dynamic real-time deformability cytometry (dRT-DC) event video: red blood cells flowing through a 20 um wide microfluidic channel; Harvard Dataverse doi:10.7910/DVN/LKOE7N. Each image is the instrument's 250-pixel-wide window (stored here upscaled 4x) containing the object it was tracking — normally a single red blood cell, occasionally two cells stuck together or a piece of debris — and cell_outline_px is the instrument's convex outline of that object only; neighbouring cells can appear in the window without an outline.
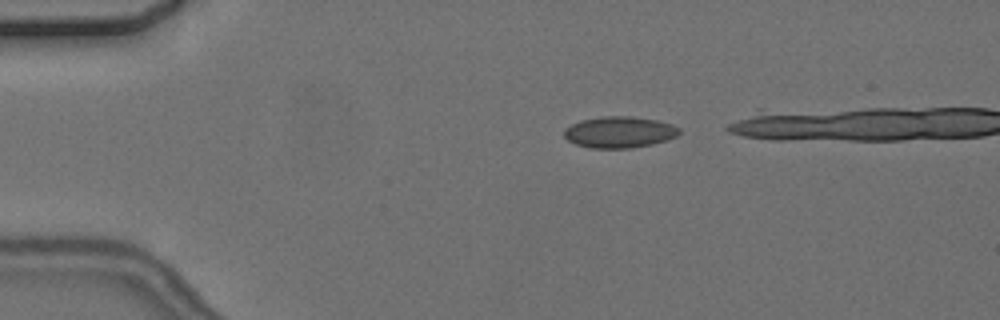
{"species": "common noctule bat (a hibernating species)", "species_latin": "Nyctalus noctula", "temperature_condition": "cold", "stored_images_in_passage": 6, "camera_frame_rate_fps": 3000, "um_per_image_px": 0.085, "animal": {"sex": "female", "body_mass_g": 24.6, "forearm_length_mm": 56.2}, "frame": {"image": 1, "passage_image": 1, "time_ms": 0.0, "image_size_px": [1000, 320], "cell_outline_px": [[680, 132], [676, 136], [668, 140], [652, 144], [632, 148], [592, 148], [576, 144], [568, 140], [564, 136], [564, 128], [580, 120], [600, 116], [632, 116], [656, 120], [672, 124], [680, 128]], "centroid_in_image_um": [52.65, 11.22], "position_along_channel_um": 32.4, "area_um2": 21.15}}